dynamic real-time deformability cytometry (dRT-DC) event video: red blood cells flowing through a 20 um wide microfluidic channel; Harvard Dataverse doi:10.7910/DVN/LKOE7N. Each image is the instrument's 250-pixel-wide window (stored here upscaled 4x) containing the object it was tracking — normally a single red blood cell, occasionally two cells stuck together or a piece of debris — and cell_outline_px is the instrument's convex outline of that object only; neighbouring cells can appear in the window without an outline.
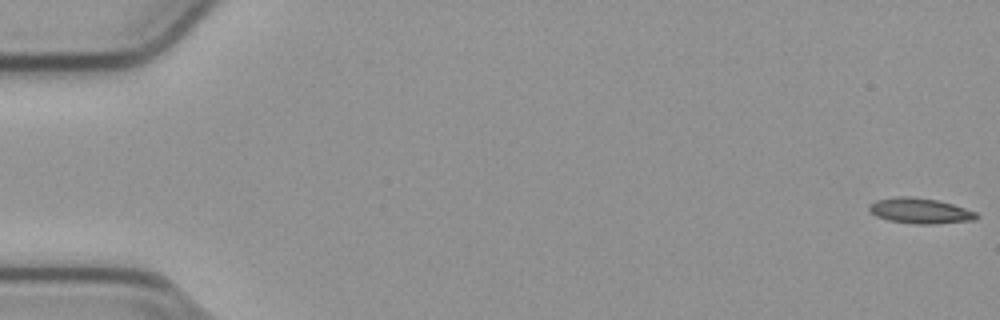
{"species": "common noctule bat (a hibernating species)", "species_latin": "Nyctalus noctula", "temperature_condition": "cold", "stored_images_in_passage": 56, "camera_frame_rate_fps": 3000, "um_per_image_px": 0.085, "animal": {"sex": "male", "body_mass_g": 23.1, "forearm_length_mm": 52.7}, "frame": {"image": 1, "passage_image": 1, "time_ms": 0.0, "image_size_px": [1000, 320], "cell_outline_px": [[980, 216], [976, 220], [932, 224], [916, 224], [888, 220], [876, 216], [868, 208], [868, 204], [876, 200], [900, 196], [908, 196], [940, 200], [976, 212]], "centroid_in_image_um": [78.22, 17.92], "position_along_channel_um": 6.8, "area_um2": 15.95}}
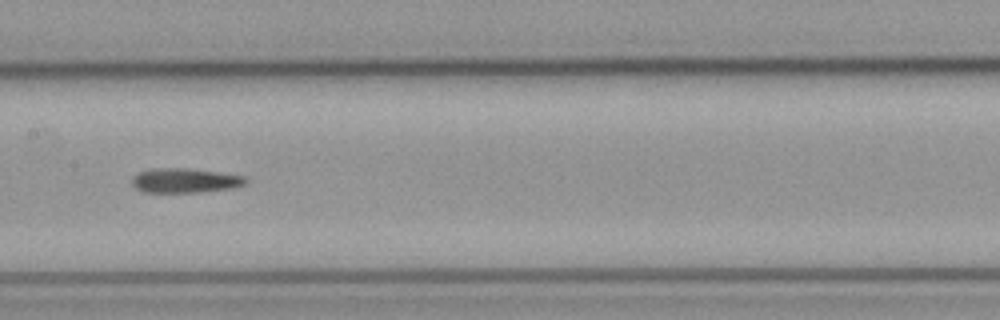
{"frame": {"image": 2, "passage_image": 28, "time_ms": 9.0, "image_size_px": [1000, 320], "cell_outline_px": [[248, 184], [232, 188], [200, 192], [144, 192], [136, 188], [132, 184], [132, 176], [140, 172], [160, 168], [180, 168], [244, 176], [248, 180]], "centroid_in_image_um": [15.73, 15.36], "position_along_channel_um": 191.7, "area_um2": 15.9}}
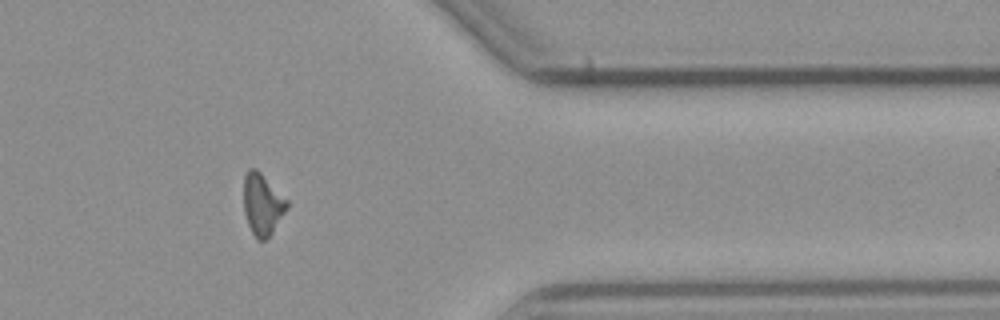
{"frame": {"image": 3, "passage_image": 45, "time_ms": 14.667, "image_size_px": [1000, 320], "cell_outline_px": [[288, 208], [272, 232], [264, 240], [260, 240], [252, 232], [248, 224], [244, 212], [244, 172], [248, 168], [256, 168], [288, 200]], "centroid_in_image_um": [22.3, 17.32], "position_along_channel_um": 389.1, "area_um2": 15.37}}